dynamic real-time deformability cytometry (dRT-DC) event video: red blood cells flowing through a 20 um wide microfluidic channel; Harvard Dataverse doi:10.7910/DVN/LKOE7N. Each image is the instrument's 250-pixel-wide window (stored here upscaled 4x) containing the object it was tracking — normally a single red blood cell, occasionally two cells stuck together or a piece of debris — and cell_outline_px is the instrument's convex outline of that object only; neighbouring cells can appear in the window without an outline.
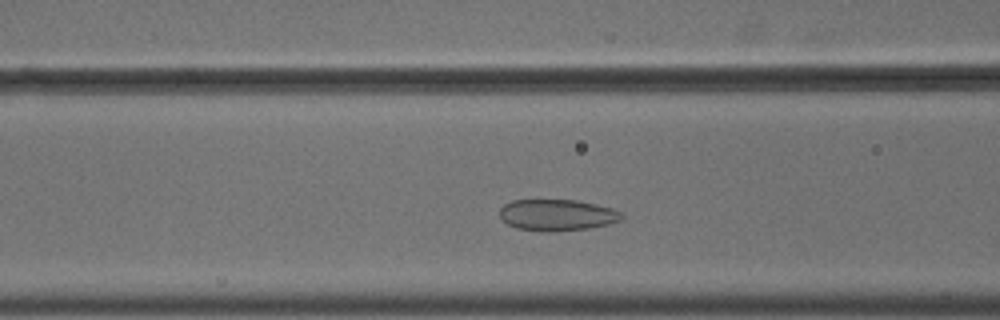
{"species": "common noctule bat (a hibernating species)", "species_latin": "Nyctalus noctula", "temperature_condition": "cold", "stored_images_in_passage": 39, "camera_frame_rate_fps": 3000, "um_per_image_px": 0.085, "animal": {"sex": "male", "body_mass_g": 18.8}, "frame": {"image": 1, "passage_image": 12, "time_ms": 3.667, "image_size_px": [1000, 320], "cell_outline_px": [[624, 216], [620, 220], [608, 224], [592, 228], [544, 232], [516, 228], [508, 224], [500, 216], [500, 208], [504, 204], [512, 200], [576, 200], [596, 204], [612, 208], [620, 212]], "centroid_in_image_um": [47.35, 18.27], "position_along_channel_um": 119.2, "area_um2": 22.31}}
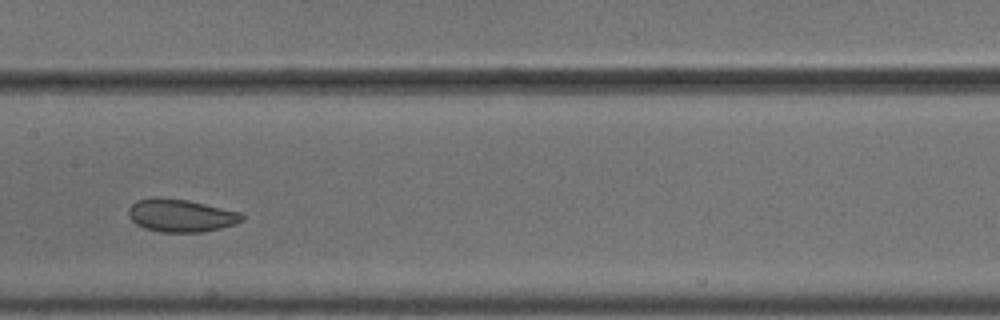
{"frame": {"image": 2, "passage_image": 18, "time_ms": 5.667, "image_size_px": [1000, 320], "cell_outline_px": [[244, 220], [236, 224], [204, 232], [160, 232], [144, 228], [136, 224], [128, 216], [128, 208], [136, 200], [188, 200], [240, 212], [244, 216]], "centroid_in_image_um": [15.42, 18.36], "position_along_channel_um": 192.0, "area_um2": 21.15}}
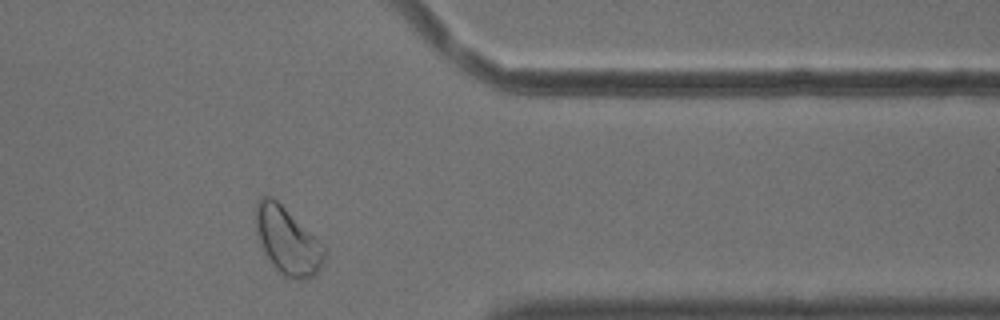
{"frame": {"image": 3, "passage_image": 35, "time_ms": 11.333, "image_size_px": [1000, 320], "cell_outline_px": [[328, 252], [324, 264], [312, 276], [304, 280], [292, 280], [284, 276], [272, 264], [264, 252], [256, 232], [256, 200], [260, 196], [272, 196], [324, 244]], "centroid_in_image_um": [24.47, 20.48], "position_along_channel_um": 386.9, "area_um2": 27.05}, "authors_computed_cell_mechanics": {"area_um2": 22.3108, "velocity_mm_per_s": 3.6203, "shape_relaxation_time_tau1_ms": 3.4666, "shape_relaxation_time_tau2_ms": 1.3998, "deformation_change_tau1": 0.0783, "deformation_change_tau2": 0.0514}}